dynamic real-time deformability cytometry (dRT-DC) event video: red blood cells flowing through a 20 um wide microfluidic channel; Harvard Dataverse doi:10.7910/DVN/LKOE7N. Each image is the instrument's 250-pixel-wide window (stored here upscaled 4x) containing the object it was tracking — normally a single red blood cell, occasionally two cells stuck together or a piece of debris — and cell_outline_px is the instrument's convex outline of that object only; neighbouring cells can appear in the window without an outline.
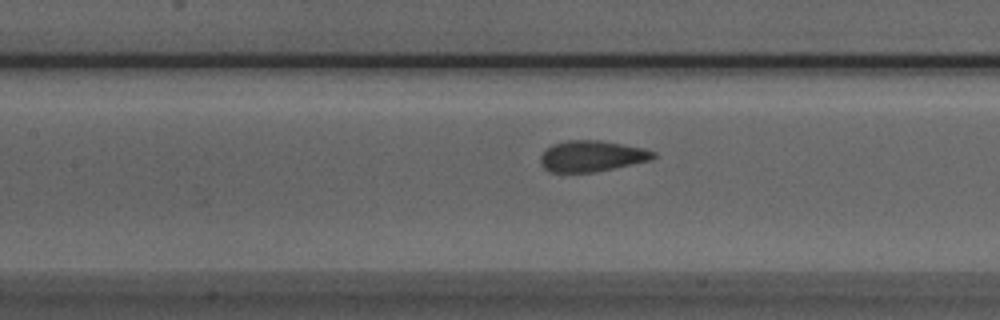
{"species": "Egyptian fruit bat (a non-hibernating species)", "species_latin": "Rousettus aegyptiacus", "temperature_condition": "room temperature", "stored_images_in_passage": 34, "camera_frame_rate_fps": 3000, "um_per_image_px": 0.085, "animal": {"sex": "male"}, "frame": {"image": 1, "passage_image": 7, "time_ms": 2.0, "image_size_px": [1000, 320], "cell_outline_px": [[656, 156], [652, 160], [596, 172], [548, 172], [540, 164], [540, 156], [552, 144], [568, 140], [600, 140], [644, 148], [656, 152]], "centroid_in_image_um": [50.31, 13.27], "position_along_channel_um": 157.1, "area_um2": 20.52}}
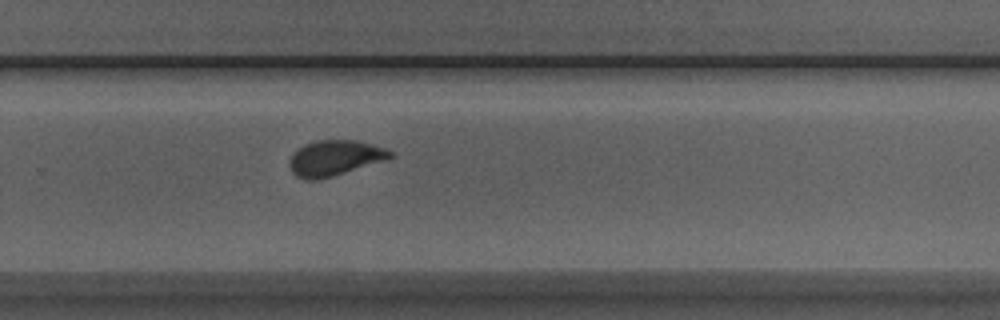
{"frame": {"image": 2, "passage_image": 18, "time_ms": 5.667, "image_size_px": [1000, 320], "cell_outline_px": [[392, 156], [388, 160], [332, 176], [316, 180], [308, 180], [296, 176], [292, 172], [288, 164], [288, 160], [292, 152], [304, 144], [316, 140], [356, 140], [388, 148], [392, 152]], "centroid_in_image_um": [28.44, 13.42], "position_along_channel_um": 301.4, "area_um2": 21.1}}
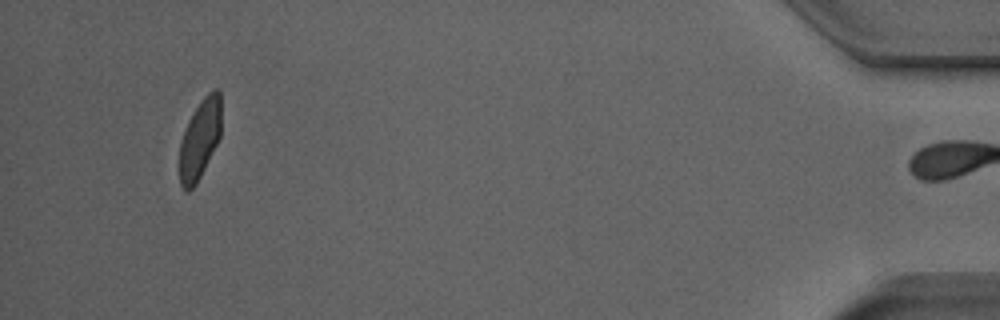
{"frame": {"image": 3, "passage_image": 33, "time_ms": 10.667, "image_size_px": [1000, 320], "cell_outline_px": [[220, 136], [196, 184], [188, 192], [180, 184], [180, 140], [188, 120], [204, 96], [208, 92], [216, 88], [220, 92]], "centroid_in_image_um": [16.97, 11.81], "position_along_channel_um": 418.2, "area_um2": 18.96}}